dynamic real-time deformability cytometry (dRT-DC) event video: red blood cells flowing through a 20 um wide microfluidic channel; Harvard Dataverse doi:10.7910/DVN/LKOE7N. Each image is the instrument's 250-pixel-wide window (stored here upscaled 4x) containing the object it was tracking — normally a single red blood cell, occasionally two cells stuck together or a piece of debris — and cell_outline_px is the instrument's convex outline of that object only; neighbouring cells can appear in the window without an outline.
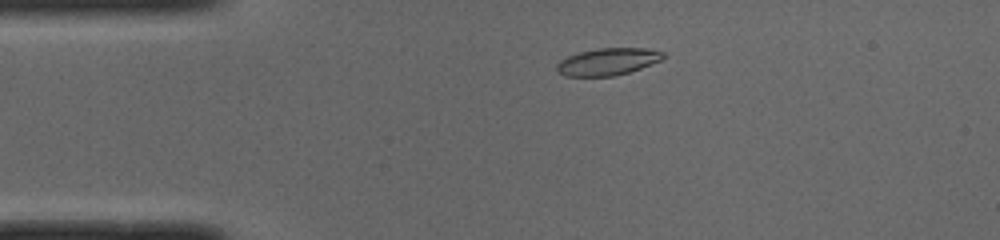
{"species": "common noctule bat (a hibernating species)", "species_latin": "Nyctalus noctula", "temperature_condition": "cold", "stored_images_in_passage": 46, "camera_frame_rate_fps": 3000, "um_per_image_px": 0.085, "animal": {"sex": "male", "body_mass_g": 19.0, "forearm_length_mm": 50.8}, "frame": {"image": 1, "passage_image": 6, "time_ms": 1.667, "image_size_px": [1000, 240], "cell_outline_px": [[668, 56], [660, 60], [640, 68], [628, 72], [612, 76], [564, 76], [556, 68], [556, 64], [560, 60], [568, 56], [580, 52], [600, 48], [644, 48], [664, 52]], "centroid_in_image_um": [51.67, 5.23], "position_along_channel_um": 33.3, "area_um2": 16.65}}
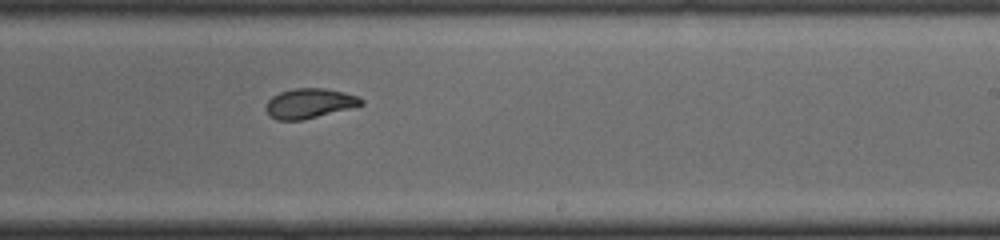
{"frame": {"image": 2, "passage_image": 26, "time_ms": 8.333, "image_size_px": [1000, 240], "cell_outline_px": [[364, 104], [304, 120], [276, 120], [268, 116], [264, 108], [268, 100], [272, 96], [280, 92], [296, 88], [324, 88], [344, 92], [356, 96], [364, 100]], "centroid_in_image_um": [26.25, 8.79], "position_along_channel_um": 262.7, "area_um2": 16.59}}
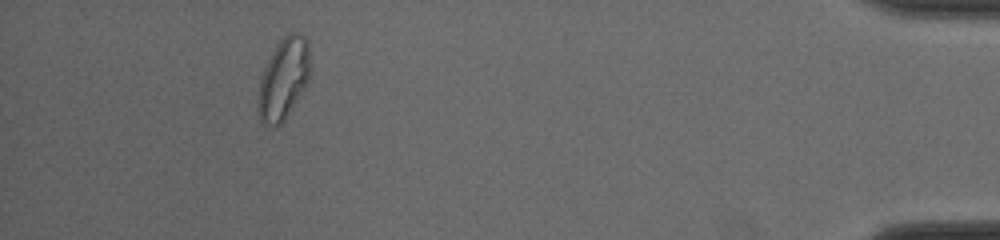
{"frame": {"image": 3, "passage_image": 42, "time_ms": 13.667, "image_size_px": [1000, 240], "cell_outline_px": [[312, 68], [308, 84], [284, 120], [280, 124], [272, 128], [264, 128], [260, 120], [256, 100], [260, 80], [264, 68], [276, 44], [288, 32], [296, 32], [304, 36], [308, 40], [312, 64]], "centroid_in_image_um": [24.12, 6.72], "position_along_channel_um": 411.1, "area_um2": 25.55}, "authors_computed_cell_mechanics": {"area_um2": 17.4267, "velocity_mm_per_s": 3.9749, "shape_relaxation_time_tau1_ms": 6.7544, "shape_relaxation_time_tau2_ms": 1.6343, "deformation_change_tau1": 0.2072, "deformation_change_tau2": 0.0558}}